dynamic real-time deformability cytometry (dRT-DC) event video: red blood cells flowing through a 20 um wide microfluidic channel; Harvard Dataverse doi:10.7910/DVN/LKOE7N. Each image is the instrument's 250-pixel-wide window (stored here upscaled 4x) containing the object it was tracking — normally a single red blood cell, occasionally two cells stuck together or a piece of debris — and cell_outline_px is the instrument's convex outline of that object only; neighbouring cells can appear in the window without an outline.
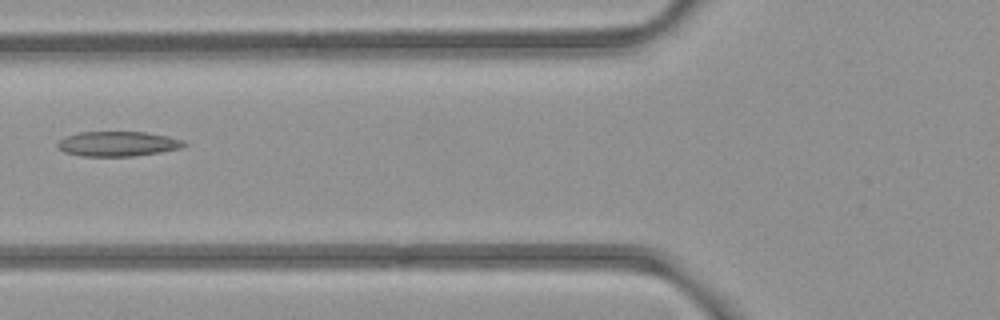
{"species": "common noctule bat (a hibernating species)", "species_latin": "Nyctalus noctula", "temperature_condition": "room temperature", "stored_images_in_passage": 4, "camera_frame_rate_fps": 3000, "um_per_image_px": 0.085, "animal": {"sex": "female", "body_mass_g": 21.9}, "frame": {"image": 1, "passage_image": 2, "time_ms": 1.333, "image_size_px": [1000, 320], "cell_outline_px": [[188, 144], [180, 148], [160, 152], [132, 156], [80, 156], [64, 152], [56, 148], [56, 144], [60, 140], [68, 136], [80, 132], [144, 132], [168, 136], [184, 140]], "centroid_in_image_um": [10.01, 12.23], "position_along_channel_um": 115.8, "area_um2": 18.32}}
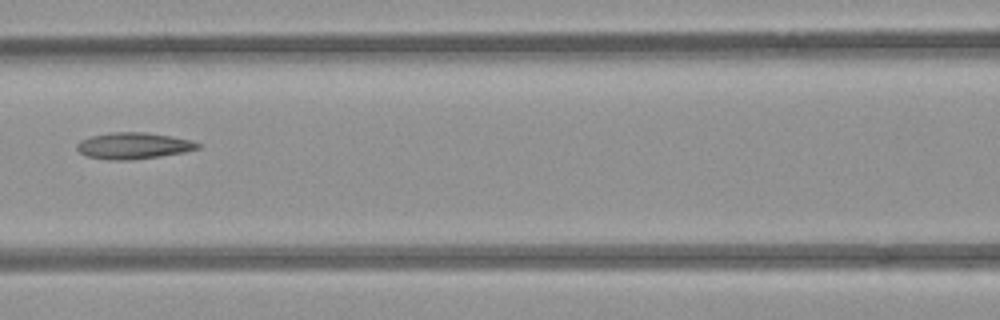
{"frame": {"image": 2, "passage_image": 3, "time_ms": 2.333, "image_size_px": [1000, 320], "cell_outline_px": [[200, 148], [184, 152], [160, 156], [132, 160], [108, 160], [88, 156], [80, 152], [76, 148], [76, 144], [80, 140], [92, 136], [112, 132], [144, 132], [192, 140], [200, 144]], "centroid_in_image_um": [11.33, 12.39], "position_along_channel_um": 155.3, "area_um2": 18.5}}
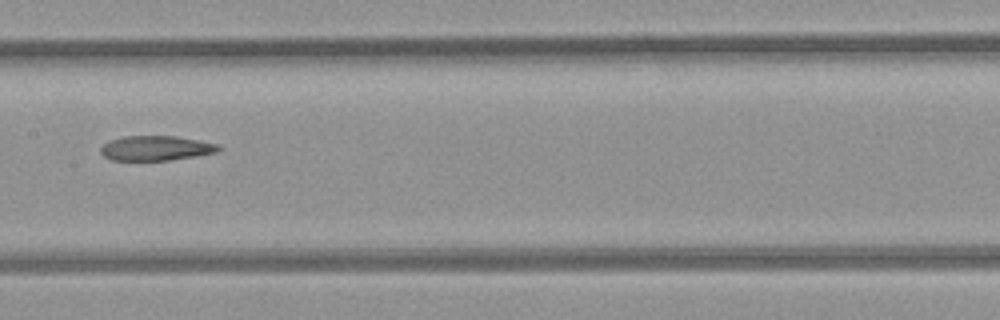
{"frame": {"image": 3, "passage_image": 4, "time_ms": 3.333, "image_size_px": [1000, 320], "cell_outline_px": [[220, 148], [216, 152], [196, 156], [168, 160], [112, 160], [104, 156], [100, 152], [100, 148], [108, 140], [124, 136], [176, 136], [200, 140], [216, 144]], "centroid_in_image_um": [13.21, 12.59], "position_along_channel_um": 194.2, "area_um2": 16.94}}